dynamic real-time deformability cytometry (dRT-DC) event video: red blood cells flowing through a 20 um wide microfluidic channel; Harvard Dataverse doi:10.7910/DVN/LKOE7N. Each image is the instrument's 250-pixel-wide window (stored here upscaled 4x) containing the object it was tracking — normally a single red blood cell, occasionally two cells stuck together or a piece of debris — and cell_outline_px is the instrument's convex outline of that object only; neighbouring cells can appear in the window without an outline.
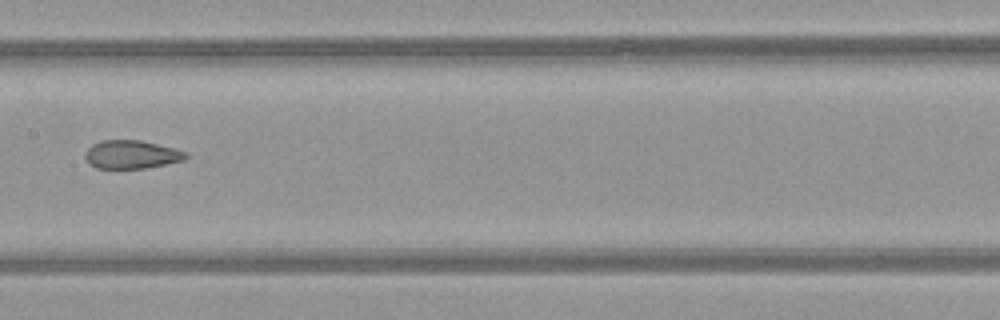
{"species": "common noctule bat (a hibernating species)", "species_latin": "Nyctalus noctula", "temperature_condition": "warm", "stored_images_in_passage": 7, "camera_frame_rate_fps": 3000, "um_per_image_px": 0.085, "animal": {"sex": "female", "body_mass_g": 21.9}, "frame": {"image": 1, "passage_image": 7, "time_ms": 2.0, "image_size_px": [1000, 320], "cell_outline_px": [[188, 156], [184, 160], [144, 168], [96, 168], [88, 164], [84, 156], [84, 152], [92, 144], [100, 140], [140, 140], [176, 148], [188, 152]], "centroid_in_image_um": [11.16, 13.12], "position_along_channel_um": 196.2, "area_um2": 16.76}}